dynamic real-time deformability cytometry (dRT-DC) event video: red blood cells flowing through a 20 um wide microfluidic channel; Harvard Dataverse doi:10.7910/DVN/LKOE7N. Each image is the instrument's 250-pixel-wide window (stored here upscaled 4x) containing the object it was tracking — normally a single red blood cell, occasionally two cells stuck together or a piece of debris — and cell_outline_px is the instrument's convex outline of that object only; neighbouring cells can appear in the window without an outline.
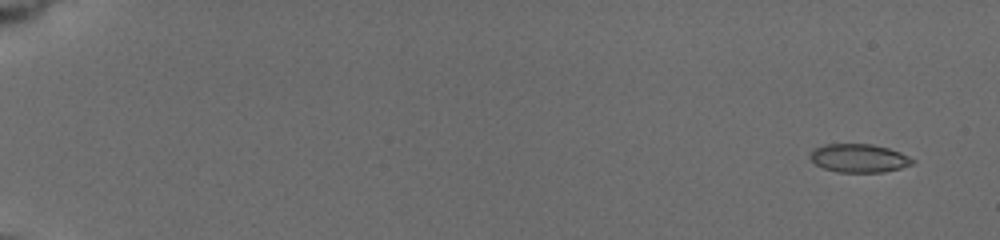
{"species": "common noctule bat (a hibernating species)", "species_latin": "Nyctalus noctula", "temperature_condition": "cold", "stored_images_in_passage": 20, "camera_frame_rate_fps": 3000, "um_per_image_px": 0.085, "animal": {"sex": "female", "body_mass_g": 19.5, "forearm_length_mm": 54.1}, "frame": {"image": 1, "passage_image": 2, "time_ms": 1.0, "image_size_px": [1000, 240], "cell_outline_px": [[916, 160], [912, 164], [900, 168], [884, 172], [836, 172], [824, 168], [816, 164], [808, 156], [812, 148], [824, 144], [872, 144], [888, 148], [900, 152]], "centroid_in_image_um": [72.99, 13.44], "position_along_channel_um": 12.0, "area_um2": 17.05}}
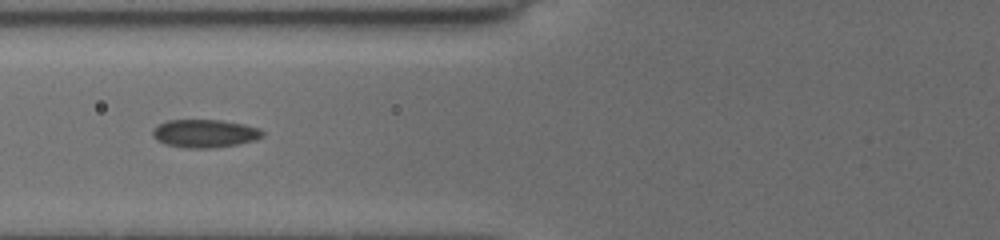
{"frame": {"image": 2, "passage_image": 17, "time_ms": 8.333, "image_size_px": [1000, 240], "cell_outline_px": [[264, 136], [256, 140], [240, 144], [212, 148], [184, 148], [164, 144], [156, 140], [152, 136], [152, 132], [160, 124], [168, 120], [220, 120], [244, 124], [260, 128], [264, 132]], "centroid_in_image_um": [17.44, 11.36], "position_along_channel_um": 108.4, "area_um2": 18.15}}
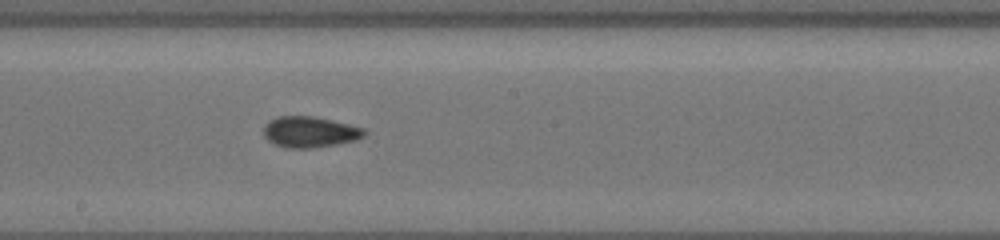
{"frame": {"image": 3, "passage_image": 20, "time_ms": 11.333, "image_size_px": [1000, 240], "cell_outline_px": [[368, 132], [364, 136], [356, 140], [312, 148], [288, 148], [276, 144], [268, 140], [264, 136], [264, 124], [268, 120], [276, 116], [312, 116], [332, 120], [364, 128]], "centroid_in_image_um": [26.32, 11.2], "position_along_channel_um": 221.9, "area_um2": 18.15}}